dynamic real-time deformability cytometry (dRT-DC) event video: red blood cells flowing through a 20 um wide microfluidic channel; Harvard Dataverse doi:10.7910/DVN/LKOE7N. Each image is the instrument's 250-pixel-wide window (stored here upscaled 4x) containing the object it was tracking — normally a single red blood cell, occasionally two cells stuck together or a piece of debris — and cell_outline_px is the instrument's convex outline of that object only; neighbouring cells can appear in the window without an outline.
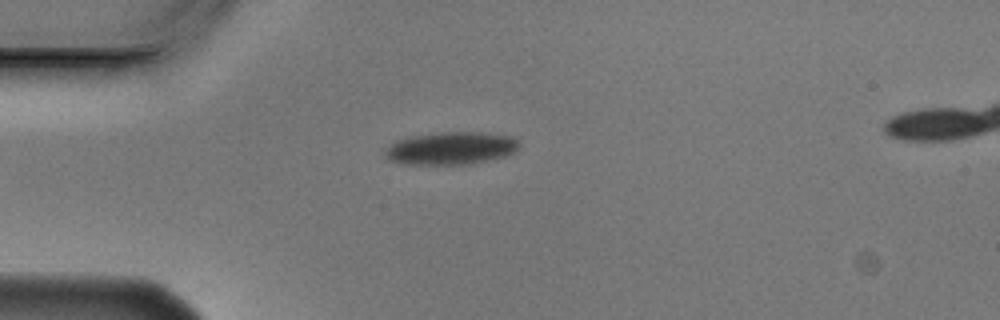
{"species": "Egyptian fruit bat (a non-hibernating species)", "species_latin": "Rousettus aegyptiacus", "temperature_condition": "cold", "stored_images_in_passage": 3, "camera_frame_rate_fps": 3000, "um_per_image_px": 0.085, "animal": {"sex": "male"}, "frame": {"image": 1, "passage_image": 3, "time_ms": 0.667, "image_size_px": [1000, 320], "cell_outline_px": [[520, 148], [516, 152], [504, 156], [464, 164], [404, 164], [392, 160], [384, 156], [384, 152], [388, 144], [396, 140], [412, 136], [440, 132], [480, 132], [508, 136], [520, 140]], "centroid_in_image_um": [38.32, 12.59], "position_along_channel_um": 46.7, "area_um2": 25.43}}